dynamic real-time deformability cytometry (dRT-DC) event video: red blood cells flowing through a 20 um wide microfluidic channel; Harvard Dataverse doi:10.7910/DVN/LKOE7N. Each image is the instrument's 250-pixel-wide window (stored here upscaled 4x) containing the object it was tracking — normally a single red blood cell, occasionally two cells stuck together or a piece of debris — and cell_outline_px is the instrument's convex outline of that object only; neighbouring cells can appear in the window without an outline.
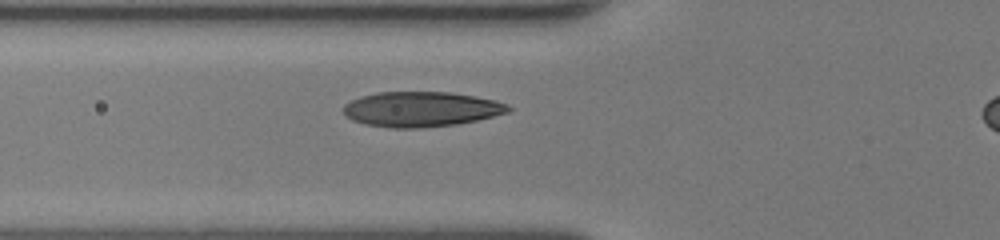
{"species": "human", "species_latin": "Homo sapiens", "temperature_condition": "room temperature", "stored_images_in_passage": 28, "camera_frame_rate_fps": 3000, "um_per_image_px": 0.085, "donor": {"sex": "female"}, "frame": {"image": 1, "passage_image": 3, "time_ms": 0.667, "image_size_px": [1000, 240], "cell_outline_px": [[512, 108], [508, 112], [476, 120], [456, 124], [424, 128], [392, 128], [368, 124], [352, 120], [344, 112], [344, 104], [360, 96], [380, 92], [448, 92], [472, 96], [492, 100], [508, 104]], "centroid_in_image_um": [35.78, 9.28], "position_along_channel_um": 90.0, "area_um2": 33.35}}
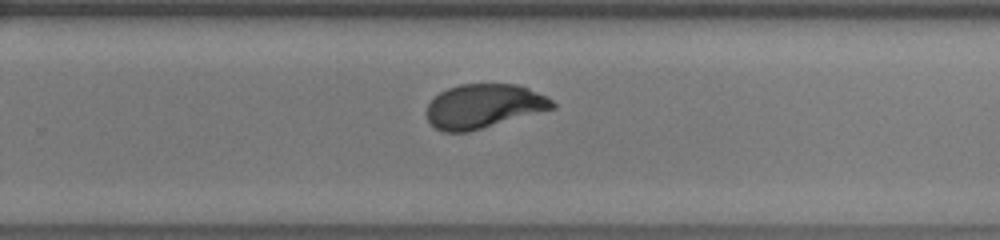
{"frame": {"image": 2, "passage_image": 17, "time_ms": 5.333, "image_size_px": [1000, 240], "cell_outline_px": [[556, 108], [468, 132], [444, 132], [436, 128], [428, 120], [428, 104], [440, 92], [448, 88], [460, 84], [516, 84], [528, 88], [552, 100], [556, 104]], "centroid_in_image_um": [41.13, 9.02], "position_along_channel_um": 288.7, "area_um2": 32.02}}
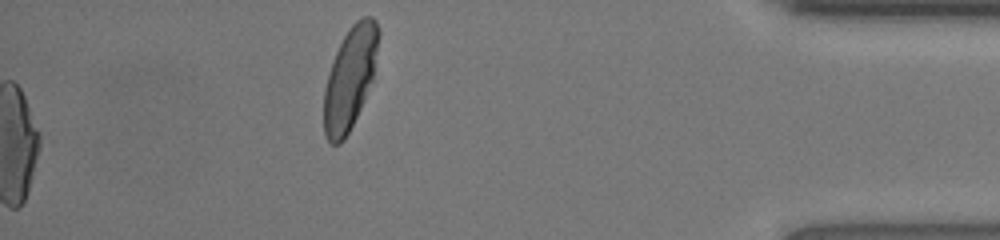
{"frame": {"image": 3, "passage_image": 28, "time_ms": 9.0, "image_size_px": [1000, 240], "cell_outline_px": [[380, 32], [372, 80], [360, 108], [344, 140], [340, 144], [332, 144], [324, 136], [324, 88], [328, 72], [332, 60], [348, 28], [356, 20], [364, 16], [372, 16], [376, 20]], "centroid_in_image_um": [29.73, 6.61], "position_along_channel_um": 405.5, "area_um2": 32.31}, "authors_computed_cell_mechanics": {"area_um2": 33.4951, "velocity_mm_per_s": 4.2631, "shape_relaxation_time_tau1_ms": 3.2662, "shape_relaxation_time_tau2_ms": null, "deformation_change_tau1": 0.167, "deformation_change_tau2": null}}